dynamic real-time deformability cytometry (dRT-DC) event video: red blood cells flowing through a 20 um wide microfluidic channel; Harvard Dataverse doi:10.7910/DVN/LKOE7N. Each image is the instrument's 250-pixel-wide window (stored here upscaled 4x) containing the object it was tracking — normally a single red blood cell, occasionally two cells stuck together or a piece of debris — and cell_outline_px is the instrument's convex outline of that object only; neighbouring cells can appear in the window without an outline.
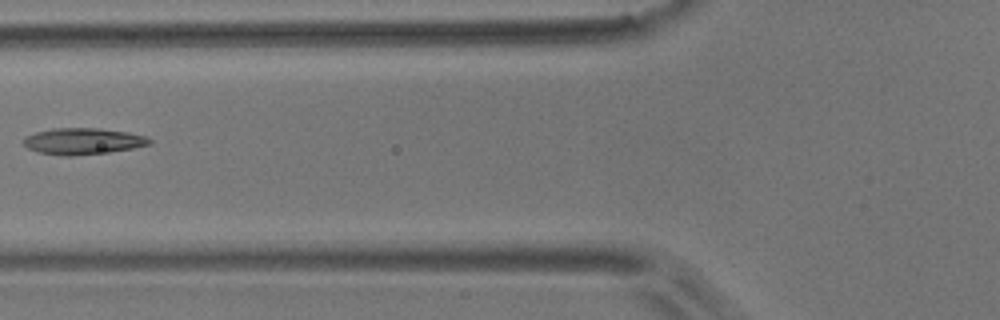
{"species": "common noctule bat (a hibernating species)", "species_latin": "Nyctalus noctula", "temperature_condition": "room temperature", "stored_images_in_passage": 4, "camera_frame_rate_fps": 3000, "um_per_image_px": 0.085, "animal": {"sex": "male", "body_mass_g": 17.9}, "frame": {"image": 1, "passage_image": 4, "time_ms": 4.333, "image_size_px": [1000, 320], "cell_outline_px": [[152, 144], [132, 148], [108, 152], [72, 156], [64, 156], [40, 152], [28, 148], [24, 144], [24, 136], [36, 132], [52, 128], [100, 128], [128, 132], [144, 136], [152, 140]], "centroid_in_image_um": [7.05, 12.0], "position_along_channel_um": 118.7, "area_um2": 19.31}}